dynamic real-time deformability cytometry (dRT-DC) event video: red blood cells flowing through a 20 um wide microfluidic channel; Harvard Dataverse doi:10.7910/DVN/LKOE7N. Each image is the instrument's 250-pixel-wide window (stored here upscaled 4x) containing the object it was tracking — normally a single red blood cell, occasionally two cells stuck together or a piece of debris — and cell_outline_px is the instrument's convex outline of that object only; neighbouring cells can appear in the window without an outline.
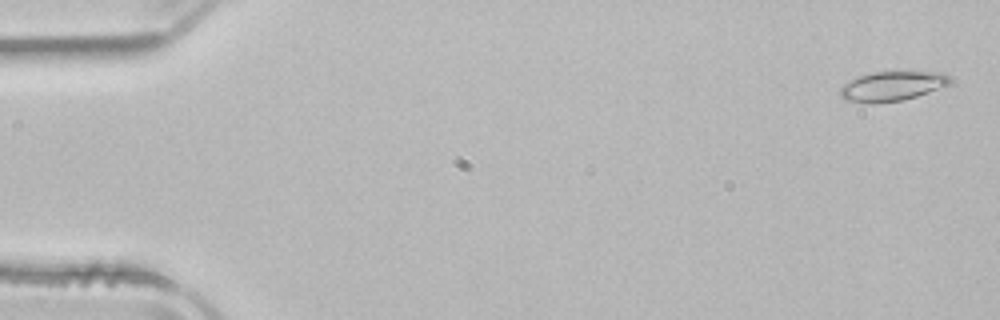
{"species": "common noctule bat (a hibernating species)", "species_latin": "Nyctalus noctula", "temperature_condition": "room temperature", "stored_images_in_passage": 50, "camera_frame_rate_fps": 3000, "um_per_image_px": 0.085, "animal": {"sex": "male", "body_mass_g": 21.5, "forearm_length_mm": 52.0}, "frame": {"image": 1, "passage_image": 2, "time_ms": 0.333, "image_size_px": [1000, 320], "cell_outline_px": [[952, 80], [948, 84], [916, 96], [904, 100], [876, 104], [872, 104], [844, 100], [840, 96], [840, 88], [844, 84], [860, 76], [872, 72], [912, 68], [944, 72]], "centroid_in_image_um": [75.87, 7.27], "position_along_channel_um": 9.1, "area_um2": 19.83}}
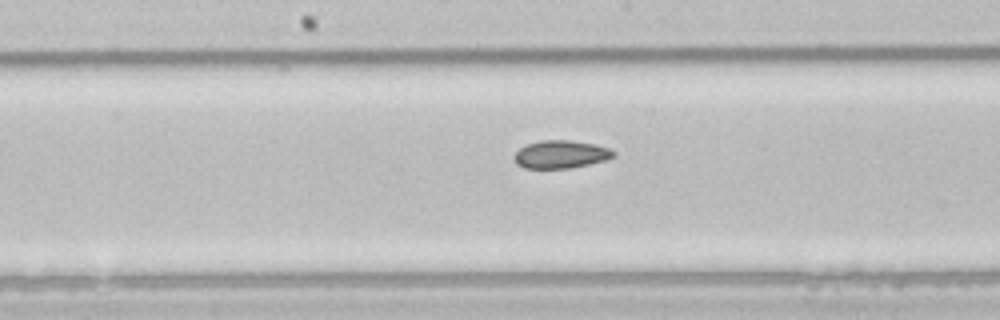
{"frame": {"image": 2, "passage_image": 27, "time_ms": 8.667, "image_size_px": [1000, 320], "cell_outline_px": [[616, 156], [604, 160], [588, 164], [568, 168], [524, 168], [516, 164], [512, 156], [520, 148], [528, 144], [540, 140], [568, 140], [592, 144], [608, 148], [616, 152]], "centroid_in_image_um": [47.63, 13.12], "position_along_channel_um": 200.6, "area_um2": 16.01}}
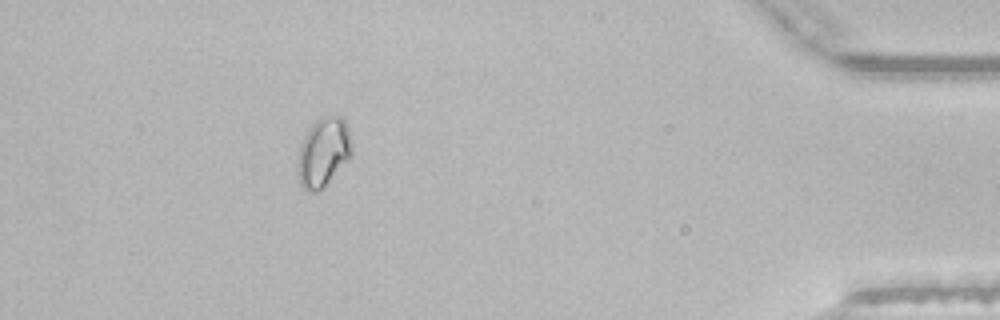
{"frame": {"image": 3, "passage_image": 47, "time_ms": 15.333, "image_size_px": [1000, 320], "cell_outline_px": [[352, 156], [324, 188], [316, 192], [308, 192], [300, 184], [296, 172], [296, 160], [300, 144], [308, 128], [320, 116], [340, 116], [344, 120], [348, 128], [352, 144]], "centroid_in_image_um": [27.46, 12.96], "position_along_channel_um": 407.7, "area_um2": 22.37}}